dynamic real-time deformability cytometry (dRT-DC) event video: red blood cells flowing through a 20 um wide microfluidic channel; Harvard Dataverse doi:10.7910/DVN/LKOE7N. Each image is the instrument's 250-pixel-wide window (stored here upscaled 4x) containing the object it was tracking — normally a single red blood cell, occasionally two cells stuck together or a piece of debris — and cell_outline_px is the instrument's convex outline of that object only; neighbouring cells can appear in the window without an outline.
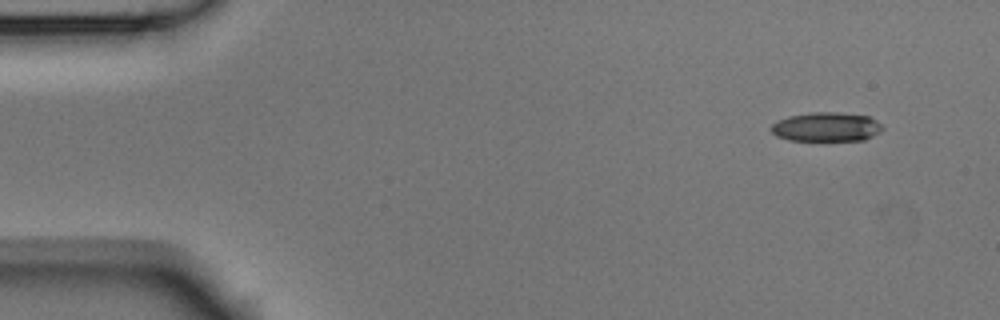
{"species": "Egyptian fruit bat (a non-hibernating species)", "species_latin": "Rousettus aegyptiacus", "temperature_condition": "room temperature", "stored_images_in_passage": 8, "camera_frame_rate_fps": 3000, "um_per_image_px": 0.085, "animal": {"sex": "male"}, "frame": {"image": 1, "passage_image": 1, "time_ms": 0.0, "image_size_px": [1000, 320], "cell_outline_px": [[884, 128], [880, 132], [864, 140], [788, 140], [776, 136], [768, 128], [776, 120], [788, 116], [808, 112], [836, 112], [868, 116], [876, 120]], "centroid_in_image_um": [70.19, 10.78], "position_along_channel_um": 14.8, "area_um2": 19.07}}
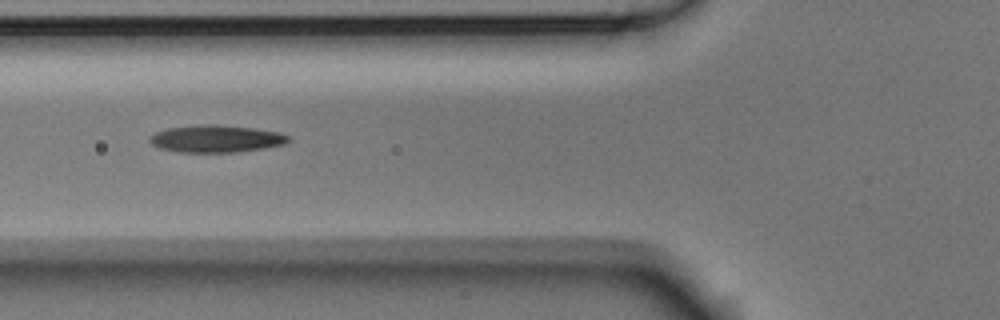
{"frame": {"image": 2, "passage_image": 5, "time_ms": 1.333, "image_size_px": [1000, 320], "cell_outline_px": [[292, 140], [284, 144], [264, 148], [236, 152], [180, 152], [160, 148], [152, 144], [148, 140], [156, 132], [168, 128], [204, 124], [216, 124], [256, 128], [280, 132], [288, 136]], "centroid_in_image_um": [18.41, 11.79], "position_along_channel_um": 107.4, "area_um2": 22.02}}
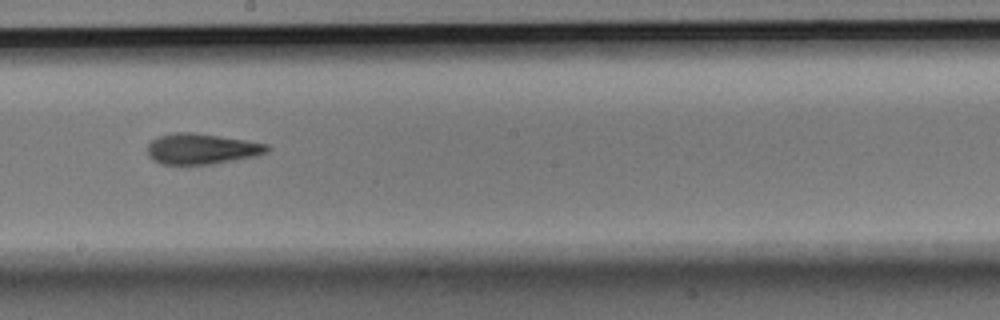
{"frame": {"image": 3, "passage_image": 8, "time_ms": 2.333, "image_size_px": [1000, 320], "cell_outline_px": [[268, 152], [256, 156], [212, 164], [164, 164], [152, 160], [148, 156], [148, 144], [156, 136], [172, 132], [192, 132], [244, 140], [268, 144]], "centroid_in_image_um": [17.1, 12.65], "position_along_channel_um": 231.1, "area_um2": 21.33}}